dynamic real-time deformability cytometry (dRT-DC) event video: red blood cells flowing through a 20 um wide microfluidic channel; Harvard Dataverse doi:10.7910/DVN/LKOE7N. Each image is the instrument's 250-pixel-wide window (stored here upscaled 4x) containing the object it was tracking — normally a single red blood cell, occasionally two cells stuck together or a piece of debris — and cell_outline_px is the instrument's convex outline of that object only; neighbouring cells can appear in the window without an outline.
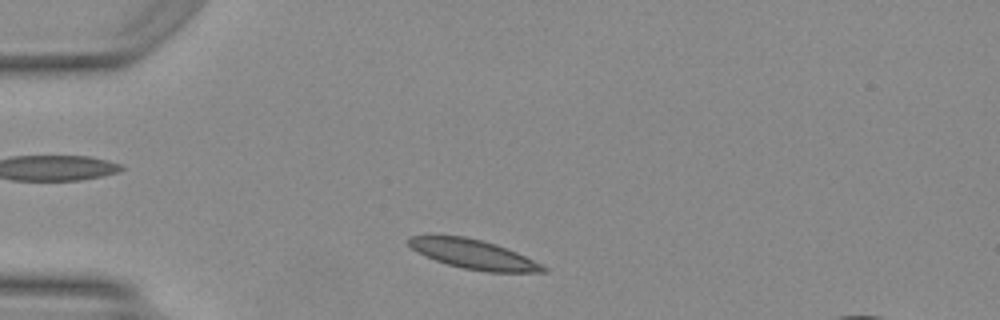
{"species": "Egyptian fruit bat (a non-hibernating species)", "species_latin": "Rousettus aegyptiacus", "temperature_condition": "warm", "stored_images_in_passage": 30, "camera_frame_rate_fps": 3000, "um_per_image_px": 0.085, "animal": {"sex": "female"}, "frame": {"image": 1, "passage_image": 3, "time_ms": 0.667, "image_size_px": [1000, 320], "cell_outline_px": [[548, 272], [484, 272], [460, 268], [436, 260], [412, 248], [408, 244], [408, 236], [464, 236], [496, 244], [516, 252], [548, 268]], "centroid_in_image_um": [40.27, 21.63], "position_along_channel_um": 44.7, "area_um2": 22.6}}
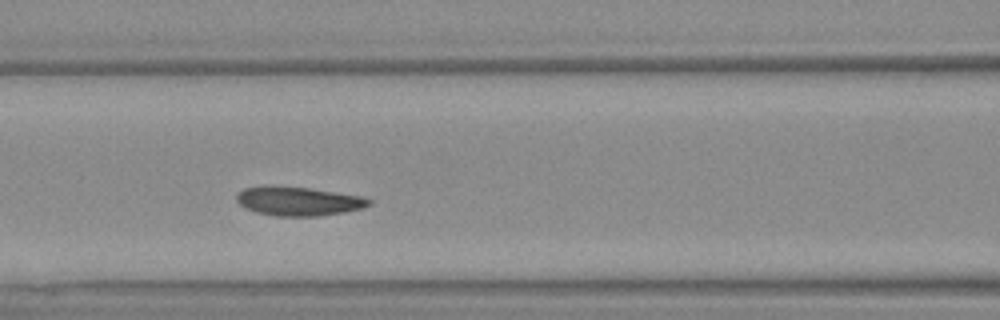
{"frame": {"image": 2, "passage_image": 12, "time_ms": 3.667, "image_size_px": [1000, 320], "cell_outline_px": [[372, 200], [368, 204], [360, 208], [344, 212], [316, 216], [276, 216], [256, 212], [244, 208], [236, 200], [236, 196], [244, 188], [308, 188], [360, 196]], "centroid_in_image_um": [25.36, 17.14], "position_along_channel_um": 141.2, "area_um2": 21.33}}
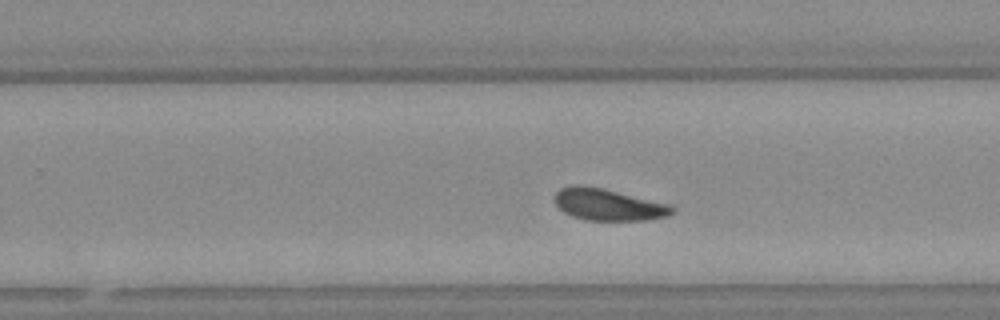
{"frame": {"image": 3, "passage_image": 22, "time_ms": 7.0, "image_size_px": [1000, 320], "cell_outline_px": [[672, 212], [668, 216], [644, 220], [584, 220], [572, 216], [564, 212], [556, 204], [556, 192], [560, 188], [600, 188], [668, 204], [672, 208]], "centroid_in_image_um": [51.72, 17.44], "position_along_channel_um": 278.1, "area_um2": 20.58}, "authors_computed_cell_mechanics": {"area_um2": 22.0218, "velocity_mm_per_s": 4.1289, "shape_relaxation_time_tau1_ms": 3.7152, "shape_relaxation_time_tau2_ms": 2.2547, "deformation_change_tau1": 0.123, "deformation_change_tau2": 0.0816}}